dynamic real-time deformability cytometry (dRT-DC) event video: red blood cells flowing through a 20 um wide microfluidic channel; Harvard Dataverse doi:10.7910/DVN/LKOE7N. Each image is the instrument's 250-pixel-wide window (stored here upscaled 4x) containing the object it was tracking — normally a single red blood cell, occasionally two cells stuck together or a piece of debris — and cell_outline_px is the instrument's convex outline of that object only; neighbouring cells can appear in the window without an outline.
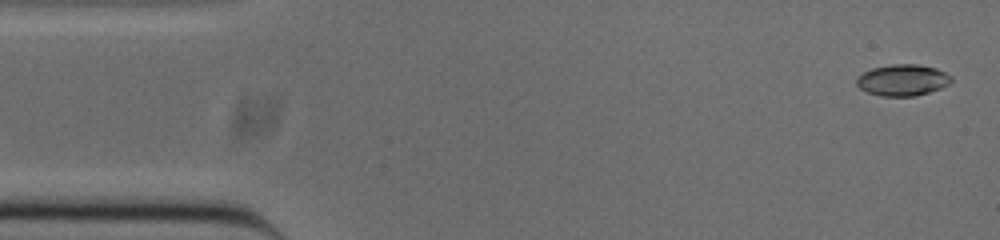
{"species": "common noctule bat (a hibernating species)", "species_latin": "Nyctalus noctula", "temperature_condition": "cold", "stored_images_in_passage": 52, "camera_frame_rate_fps": 3000, "um_per_image_px": 0.085, "animal": {"sex": "male", "body_mass_g": 20.0, "forearm_length_mm": 53.3}, "frame": {"image": 1, "passage_image": 2, "time_ms": 0.333, "image_size_px": [1000, 240], "cell_outline_px": [[952, 80], [948, 84], [940, 88], [916, 96], [880, 96], [868, 92], [860, 88], [856, 84], [856, 80], [864, 72], [872, 68], [892, 64], [916, 64], [936, 68], [952, 76]], "centroid_in_image_um": [76.73, 6.81], "position_along_channel_um": 8.3, "area_um2": 17.17}}
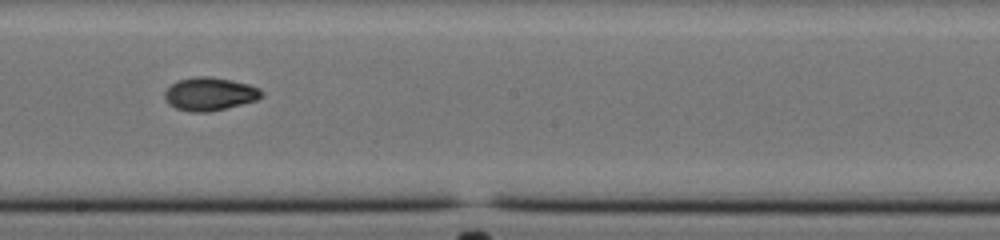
{"frame": {"image": 2, "passage_image": 28, "time_ms": 9.0, "image_size_px": [1000, 240], "cell_outline_px": [[264, 92], [256, 100], [208, 112], [192, 112], [176, 108], [168, 104], [164, 100], [164, 92], [176, 80], [196, 76], [208, 76], [232, 80], [248, 84], [260, 88]], "centroid_in_image_um": [17.78, 7.97], "position_along_channel_um": 230.4, "area_um2": 18.67}}
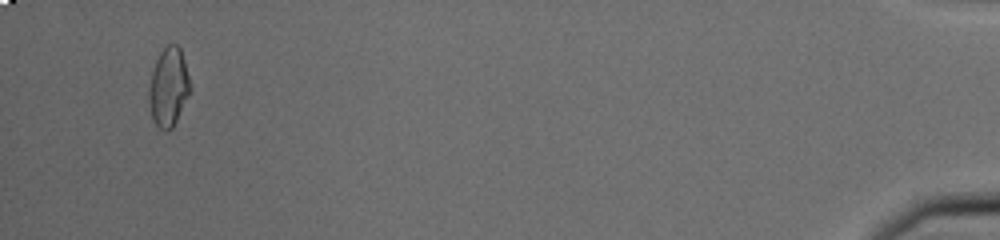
{"frame": {"image": 3, "passage_image": 50, "time_ms": 16.333, "image_size_px": [1000, 240], "cell_outline_px": [[192, 88], [172, 128], [168, 132], [164, 132], [152, 120], [148, 100], [148, 88], [152, 72], [156, 60], [160, 52], [168, 44], [176, 44], [180, 48], [184, 60]], "centroid_in_image_um": [14.31, 7.42], "position_along_channel_um": 420.9, "area_um2": 18.96}, "authors_computed_cell_mechanics": {"area_um2": 18.0336, "velocity_mm_per_s": 3.8484, "shape_relaxation_time_tau1_ms": 7.4516, "shape_relaxation_time_tau2_ms": 4.9654, "deformation_change_tau1": 0.1904, "deformation_change_tau2": 0.0714}}